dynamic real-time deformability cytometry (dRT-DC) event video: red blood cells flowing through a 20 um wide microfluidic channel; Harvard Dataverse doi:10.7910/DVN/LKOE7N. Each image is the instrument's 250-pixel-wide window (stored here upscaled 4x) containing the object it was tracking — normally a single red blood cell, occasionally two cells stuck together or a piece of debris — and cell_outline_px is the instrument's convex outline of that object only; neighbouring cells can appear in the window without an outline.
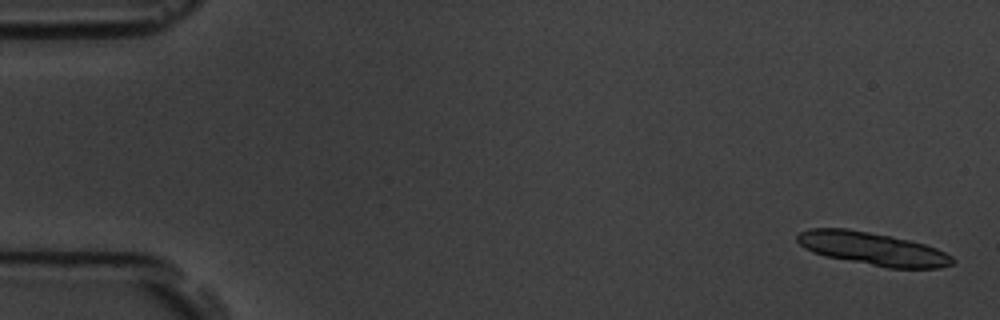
{"species": "common noctule bat (a hibernating species)", "species_latin": "Nyctalus noctula", "temperature_condition": "room temperature", "stored_images_in_passage": 9, "segment_of_instrument_passage": [1, 2], "camera_frame_rate_fps": 3000, "um_per_image_px": 0.085, "animal": {"sex": "male", "body_mass_g": 19.5, "forearm_length_mm": 54.6}, "frame": {"image": 1, "passage_image": 1, "time_ms": 0.0, "image_size_px": [1000, 320], "cell_outline_px": [[956, 260], [952, 264], [940, 268], [888, 268], [824, 256], [812, 252], [804, 248], [796, 240], [796, 236], [800, 232], [808, 228], [848, 228], [892, 236], [924, 244], [936, 248], [952, 256]], "centroid_in_image_um": [74.15, 21.14], "position_along_channel_um": 10.8, "area_um2": 29.94}}